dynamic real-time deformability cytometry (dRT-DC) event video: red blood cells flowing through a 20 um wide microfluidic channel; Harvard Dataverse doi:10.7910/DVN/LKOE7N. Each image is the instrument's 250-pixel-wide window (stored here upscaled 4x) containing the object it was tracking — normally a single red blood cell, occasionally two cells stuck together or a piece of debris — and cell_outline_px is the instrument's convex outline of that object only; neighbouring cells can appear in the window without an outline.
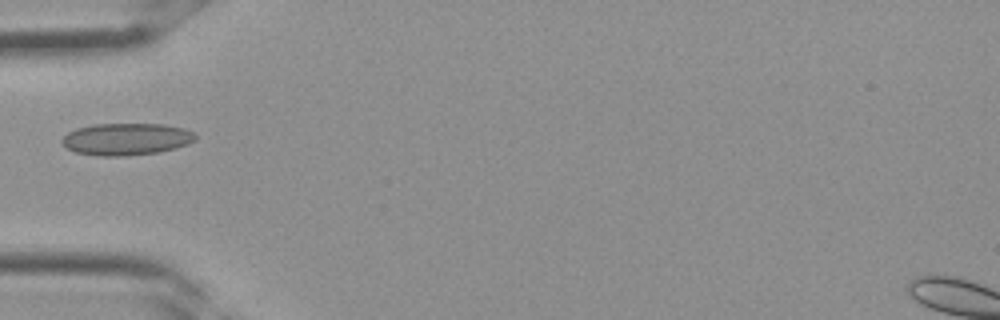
{"species": "Egyptian fruit bat (a non-hibernating species)", "species_latin": "Rousettus aegyptiacus", "temperature_condition": "room temperature", "stored_images_in_passage": 4, "camera_frame_rate_fps": 3000, "um_per_image_px": 0.085, "frame": {"image": 1, "passage_image": 4, "time_ms": 1.0, "image_size_px": [1000, 320], "cell_outline_px": [[196, 140], [188, 144], [160, 152], [124, 156], [96, 156], [76, 152], [68, 148], [60, 140], [68, 132], [76, 128], [96, 124], [164, 124], [184, 128], [192, 132], [196, 136]], "centroid_in_image_um": [10.74, 11.83], "position_along_channel_um": 74.3, "area_um2": 24.91}}